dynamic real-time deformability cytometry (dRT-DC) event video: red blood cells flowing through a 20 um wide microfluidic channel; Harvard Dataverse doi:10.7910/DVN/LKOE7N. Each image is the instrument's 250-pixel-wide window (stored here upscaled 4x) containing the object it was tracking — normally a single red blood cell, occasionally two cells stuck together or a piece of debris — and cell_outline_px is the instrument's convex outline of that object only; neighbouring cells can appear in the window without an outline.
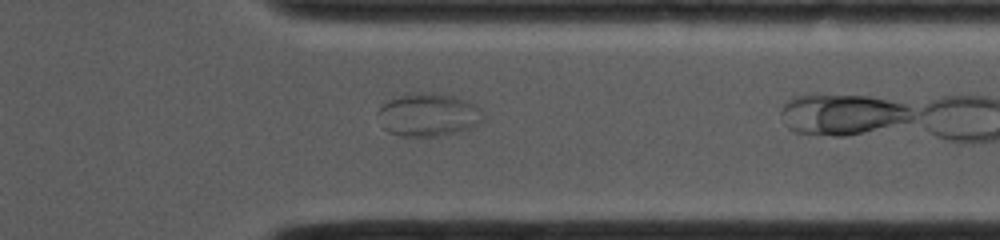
{"species": "common noctule bat (a hibernating species)", "species_latin": "Nyctalus noctula", "temperature_condition": "cold", "stored_images_in_passage": 28, "camera_frame_rate_fps": 4000, "um_per_image_px": 0.085, "animal": {"sex": "female", "body_mass_g": 19.0, "forearm_length_mm": 53.3}, "frame": {"image": 1, "passage_image": 24, "time_ms": 7.75, "image_size_px": [1000, 240], "cell_outline_px": [[484, 120], [480, 124], [460, 132], [436, 136], [404, 136], [388, 132], [384, 128], [376, 112], [388, 100], [400, 96], [416, 92], [440, 92], [456, 96], [468, 100], [476, 104], [484, 112]], "centroid_in_image_um": [36.48, 9.74], "position_along_channel_um": 374.9, "area_um2": 26.88}}